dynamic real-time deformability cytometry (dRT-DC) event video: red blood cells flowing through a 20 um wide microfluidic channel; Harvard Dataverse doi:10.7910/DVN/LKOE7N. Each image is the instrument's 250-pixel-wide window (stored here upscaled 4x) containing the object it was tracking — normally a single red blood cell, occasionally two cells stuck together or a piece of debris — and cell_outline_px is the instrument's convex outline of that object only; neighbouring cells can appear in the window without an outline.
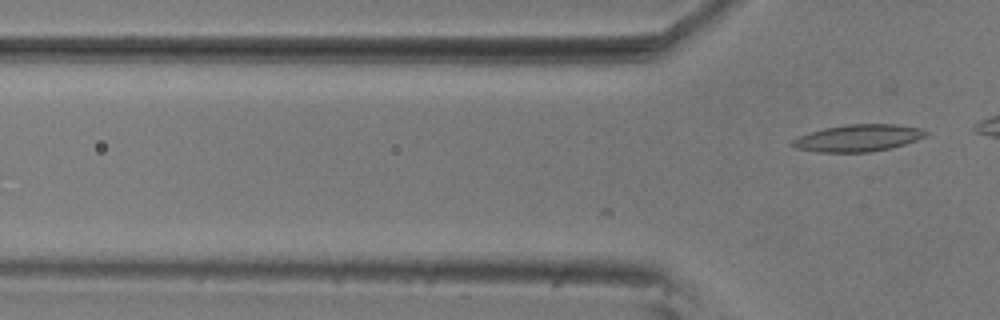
{"species": "common noctule bat (a hibernating species)", "species_latin": "Nyctalus noctula", "temperature_condition": "room temperature", "stored_images_in_passage": 3, "camera_frame_rate_fps": 3000, "um_per_image_px": 0.085, "animal": {"sex": "male", "body_mass_g": 20.5, "forearm_length_mm": 52.5}, "frame": {"image": 1, "passage_image": 3, "time_ms": 0.667, "image_size_px": [1000, 320], "cell_outline_px": [[928, 136], [904, 144], [888, 148], [868, 152], [816, 152], [796, 148], [792, 144], [792, 140], [808, 132], [824, 128], [848, 124], [896, 124], [920, 128], [928, 132]], "centroid_in_image_um": [72.94, 11.72], "position_along_channel_um": 52.9, "area_um2": 20.87}}